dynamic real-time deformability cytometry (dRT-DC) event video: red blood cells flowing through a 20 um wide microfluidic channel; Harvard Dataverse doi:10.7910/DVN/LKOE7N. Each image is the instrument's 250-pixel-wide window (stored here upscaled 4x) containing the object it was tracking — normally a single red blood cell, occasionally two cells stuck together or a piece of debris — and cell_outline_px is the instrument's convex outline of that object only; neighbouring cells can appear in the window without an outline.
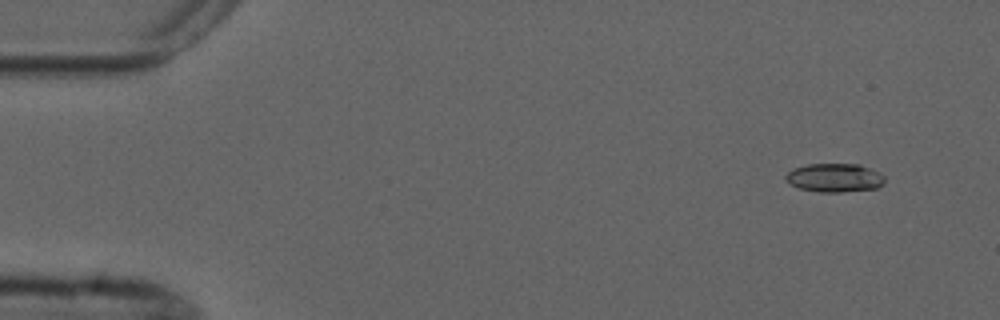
{"species": "common noctule bat (a hibernating species)", "species_latin": "Nyctalus noctula", "temperature_condition": "cold", "stored_images_in_passage": 6, "camera_frame_rate_fps": 3000, "um_per_image_px": 0.085, "animal": {"sex": "male", "forearm_length_mm": 52.5}, "frame": {"image": 1, "passage_image": 2, "time_ms": 1.0, "image_size_px": [1000, 320], "cell_outline_px": [[884, 184], [876, 188], [840, 192], [820, 192], [800, 188], [792, 184], [784, 176], [792, 168], [808, 164], [860, 164], [884, 176]], "centroid_in_image_um": [70.93, 15.1], "position_along_channel_um": 14.1, "area_um2": 16.3}}
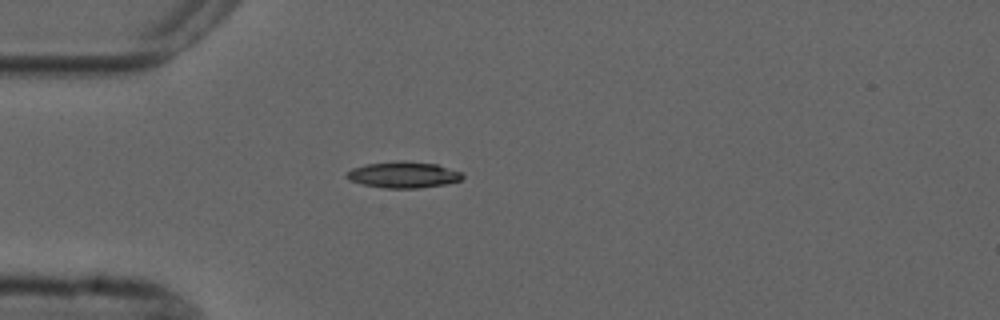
{"frame": {"image": 2, "passage_image": 5, "time_ms": 4.667, "image_size_px": [1000, 320], "cell_outline_px": [[464, 176], [460, 180], [444, 184], [420, 188], [384, 188], [364, 184], [348, 180], [344, 176], [352, 168], [368, 164], [396, 160], [404, 160], [436, 164], [464, 172]], "centroid_in_image_um": [34.3, 14.84], "position_along_channel_um": 50.7, "area_um2": 17.8}}